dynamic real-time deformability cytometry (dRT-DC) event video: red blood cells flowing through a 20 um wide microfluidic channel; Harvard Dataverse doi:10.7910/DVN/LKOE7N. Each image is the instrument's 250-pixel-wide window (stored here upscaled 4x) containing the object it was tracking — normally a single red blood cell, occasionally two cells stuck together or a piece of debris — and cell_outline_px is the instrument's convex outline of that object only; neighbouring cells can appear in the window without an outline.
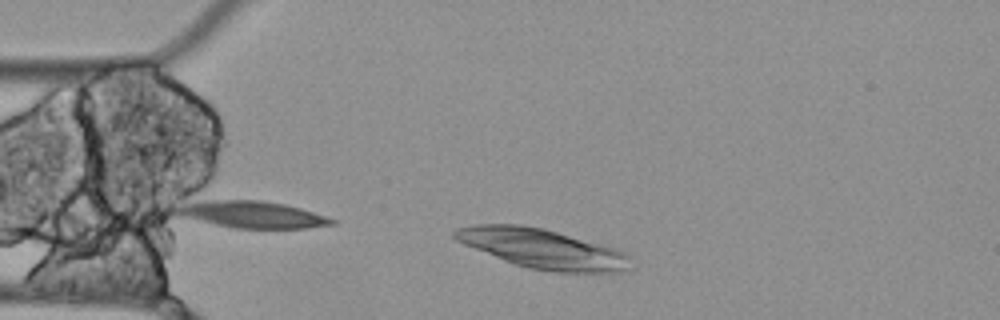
{"species": "Egyptian fruit bat (a non-hibernating species)", "species_latin": "Rousettus aegyptiacus", "temperature_condition": "cold", "stored_images_in_passage": 2, "camera_frame_rate_fps": 3000, "um_per_image_px": 0.085, "animal": {"sex": "female"}, "frame": {"image": 1, "passage_image": 1, "time_ms": 0.0, "image_size_px": [1000, 320], "cell_outline_px": [[636, 268], [620, 272], [552, 272], [528, 268], [504, 260], [464, 244], [456, 240], [452, 236], [452, 232], [456, 228], [476, 224], [520, 224], [544, 228], [616, 248], [632, 256]], "centroid_in_image_um": [46.2, 21.14], "position_along_channel_um": 38.8, "area_um2": 40.92}}